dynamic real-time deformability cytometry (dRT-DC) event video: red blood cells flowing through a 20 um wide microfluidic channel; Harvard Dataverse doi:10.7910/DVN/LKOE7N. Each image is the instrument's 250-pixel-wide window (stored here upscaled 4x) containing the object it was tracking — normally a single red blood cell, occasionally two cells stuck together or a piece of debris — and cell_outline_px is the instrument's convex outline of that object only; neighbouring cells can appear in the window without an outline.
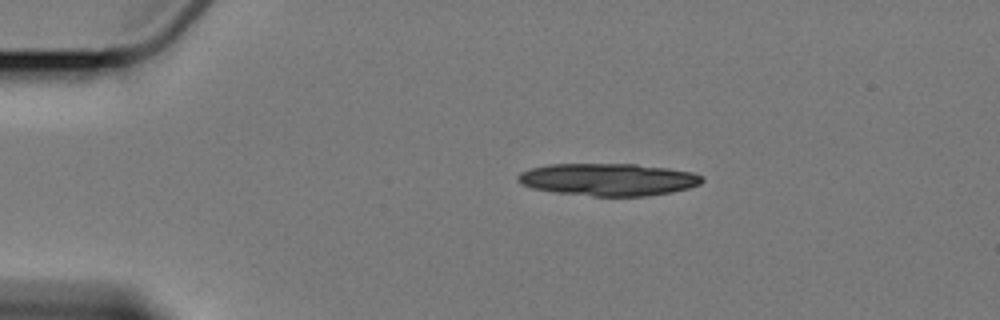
{"species": "Egyptian fruit bat (a non-hibernating species)", "species_latin": "Rousettus aegyptiacus", "temperature_condition": "cold", "stored_images_in_passage": 3, "camera_frame_rate_fps": 3000, "um_per_image_px": 0.085, "animal": {"sex": "female"}, "frame": {"image": 1, "passage_image": 1, "time_ms": 0.0, "image_size_px": [1000, 320], "cell_outline_px": [[704, 180], [700, 184], [688, 188], [672, 192], [648, 196], [592, 196], [556, 192], [532, 188], [520, 184], [516, 180], [516, 176], [520, 172], [532, 168], [548, 164], [636, 164], [668, 168], [692, 172], [704, 176]], "centroid_in_image_um": [51.7, 15.26], "position_along_channel_um": 33.3, "area_um2": 34.91}}